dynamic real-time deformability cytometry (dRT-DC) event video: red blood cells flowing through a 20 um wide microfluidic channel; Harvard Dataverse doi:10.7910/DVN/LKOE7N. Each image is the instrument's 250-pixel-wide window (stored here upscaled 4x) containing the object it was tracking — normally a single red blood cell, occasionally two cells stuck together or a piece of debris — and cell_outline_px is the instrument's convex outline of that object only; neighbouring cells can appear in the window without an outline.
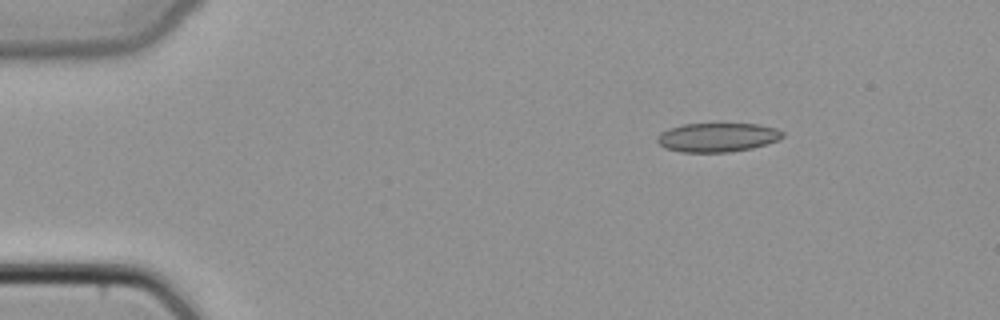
{"species": "common noctule bat (a hibernating species)", "species_latin": "Nyctalus noctula", "temperature_condition": "cold", "stored_images_in_passage": 42, "camera_frame_rate_fps": 3000, "um_per_image_px": 0.085, "animal": {"sex": "female", "body_mass_g": 22.7, "forearm_length_mm": 54.2}, "frame": {"image": 1, "passage_image": 1, "time_ms": 0.0, "image_size_px": [1000, 320], "cell_outline_px": [[784, 136], [768, 144], [752, 148], [728, 152], [680, 152], [664, 148], [656, 140], [656, 136], [660, 132], [668, 128], [684, 124], [760, 124], [776, 128], [784, 132]], "centroid_in_image_um": [60.96, 11.67], "position_along_channel_um": 24.0, "area_um2": 21.33}}
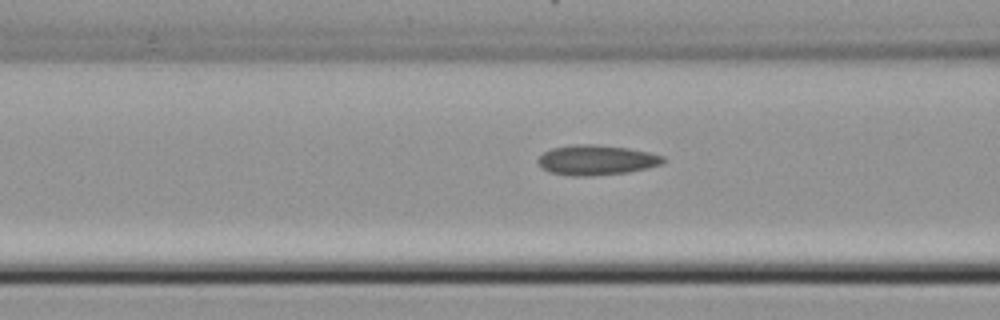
{"frame": {"image": 2, "passage_image": 13, "time_ms": 4.0, "image_size_px": [1000, 320], "cell_outline_px": [[668, 160], [664, 164], [648, 168], [628, 172], [592, 176], [572, 176], [548, 172], [540, 168], [536, 160], [544, 152], [552, 148], [572, 144], [596, 144], [628, 148], [648, 152], [664, 156]], "centroid_in_image_um": [50.7, 13.61], "position_along_channel_um": 115.9, "area_um2": 22.31}}
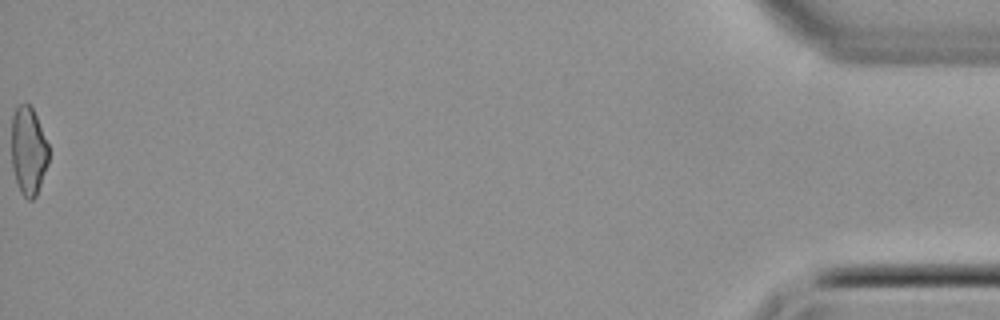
{"frame": {"image": 3, "passage_image": 42, "time_ms": 13.667, "image_size_px": [1000, 320], "cell_outline_px": [[48, 164], [36, 196], [32, 200], [28, 200], [20, 192], [12, 168], [12, 116], [16, 108], [20, 104], [28, 104], [32, 108], [36, 116], [48, 144]], "centroid_in_image_um": [2.41, 12.85], "position_along_channel_um": 432.8, "area_um2": 18.96}}